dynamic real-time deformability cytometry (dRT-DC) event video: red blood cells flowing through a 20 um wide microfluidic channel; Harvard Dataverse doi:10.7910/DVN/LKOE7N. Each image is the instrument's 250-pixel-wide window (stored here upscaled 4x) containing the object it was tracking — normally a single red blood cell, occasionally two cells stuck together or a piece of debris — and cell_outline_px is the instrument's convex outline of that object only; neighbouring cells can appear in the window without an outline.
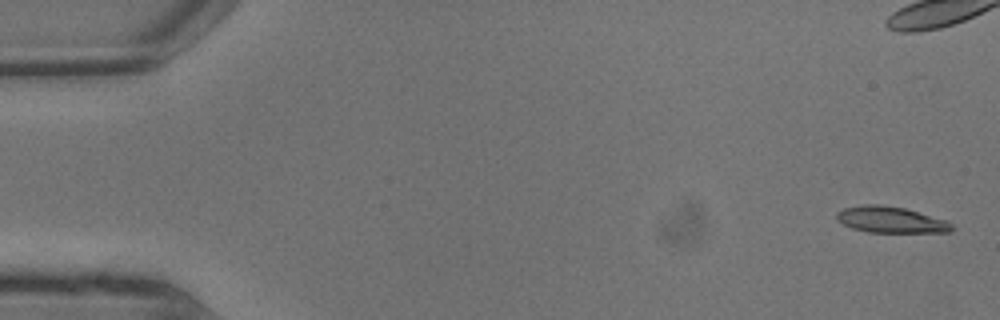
{"species": "common noctule bat (a hibernating species)", "species_latin": "Nyctalus noctula", "temperature_condition": "warm", "stored_images_in_passage": 20, "camera_frame_rate_fps": 3000, "um_per_image_px": 0.085, "animal": {"sex": "male", "body_mass_g": 13.3}, "frame": {"image": 1, "passage_image": 1, "time_ms": 0.0, "image_size_px": [1000, 320], "cell_outline_px": [[952, 232], [868, 232], [852, 228], [836, 220], [836, 212], [844, 208], [864, 204], [880, 204], [904, 208], [948, 220], [952, 224]], "centroid_in_image_um": [75.71, 18.67], "position_along_channel_um": 9.3, "area_um2": 17.63}}
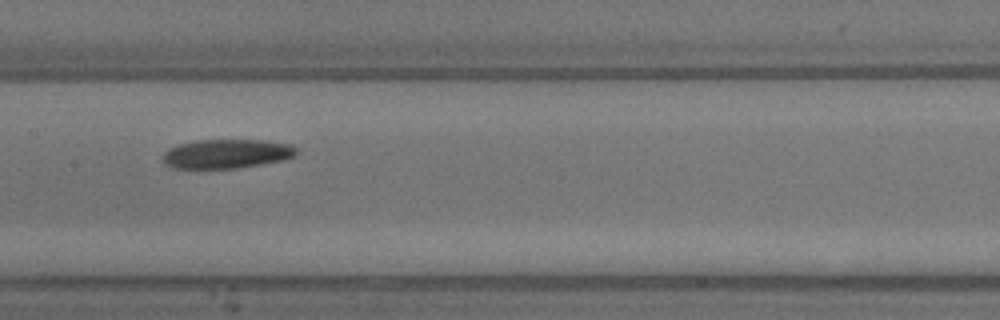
{"frame": {"image": 2, "passage_image": 11, "time_ms": 3.333, "image_size_px": [1000, 320], "cell_outline_px": [[300, 152], [296, 156], [284, 160], [240, 168], [172, 168], [164, 164], [164, 152], [168, 148], [180, 144], [196, 140], [264, 140], [292, 144], [300, 148]], "centroid_in_image_um": [19.35, 13.07], "position_along_channel_um": 188.0, "area_um2": 23.06}}